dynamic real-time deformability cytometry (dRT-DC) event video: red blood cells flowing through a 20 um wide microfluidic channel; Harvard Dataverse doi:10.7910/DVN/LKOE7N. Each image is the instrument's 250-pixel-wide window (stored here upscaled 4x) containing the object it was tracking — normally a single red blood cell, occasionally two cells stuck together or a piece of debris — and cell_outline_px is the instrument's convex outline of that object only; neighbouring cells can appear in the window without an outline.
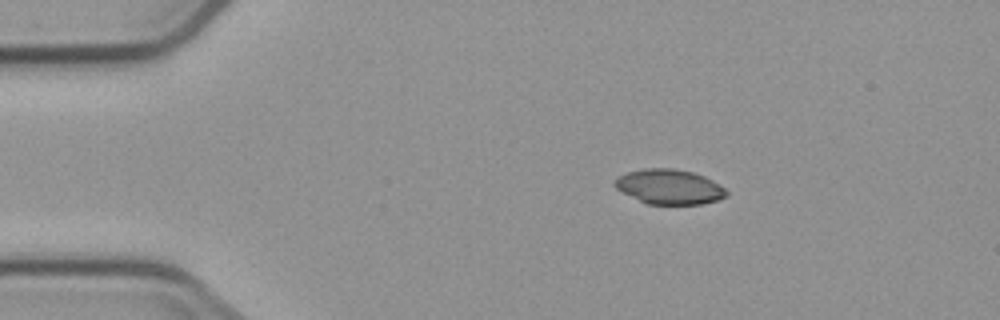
{"species": "common noctule bat (a hibernating species)", "species_latin": "Nyctalus noctula", "temperature_condition": "cold", "stored_images_in_passage": 3, "camera_frame_rate_fps": 3000, "um_per_image_px": 0.085, "animal": {"sex": "male", "body_mass_g": 23.1, "forearm_length_mm": 52.7}, "frame": {"image": 1, "passage_image": 1, "time_ms": 0.0, "image_size_px": [1000, 320], "cell_outline_px": [[728, 196], [720, 200], [700, 204], [648, 204], [616, 188], [612, 184], [620, 176], [628, 172], [644, 168], [672, 168], [692, 172], [704, 176], [712, 180], [724, 188], [728, 192]], "centroid_in_image_um": [56.93, 15.88], "position_along_channel_um": 28.1, "area_um2": 22.48}}
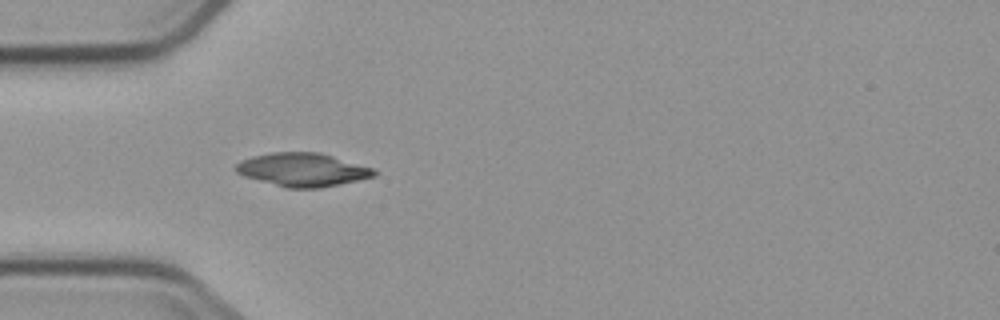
{"frame": {"image": 2, "passage_image": 3, "time_ms": 2.333, "image_size_px": [1000, 320], "cell_outline_px": [[380, 172], [376, 176], [320, 188], [288, 188], [244, 176], [236, 172], [236, 164], [240, 160], [252, 156], [272, 152], [320, 152], [376, 168]], "centroid_in_image_um": [25.78, 14.41], "position_along_channel_um": 59.2, "area_um2": 27.05}}